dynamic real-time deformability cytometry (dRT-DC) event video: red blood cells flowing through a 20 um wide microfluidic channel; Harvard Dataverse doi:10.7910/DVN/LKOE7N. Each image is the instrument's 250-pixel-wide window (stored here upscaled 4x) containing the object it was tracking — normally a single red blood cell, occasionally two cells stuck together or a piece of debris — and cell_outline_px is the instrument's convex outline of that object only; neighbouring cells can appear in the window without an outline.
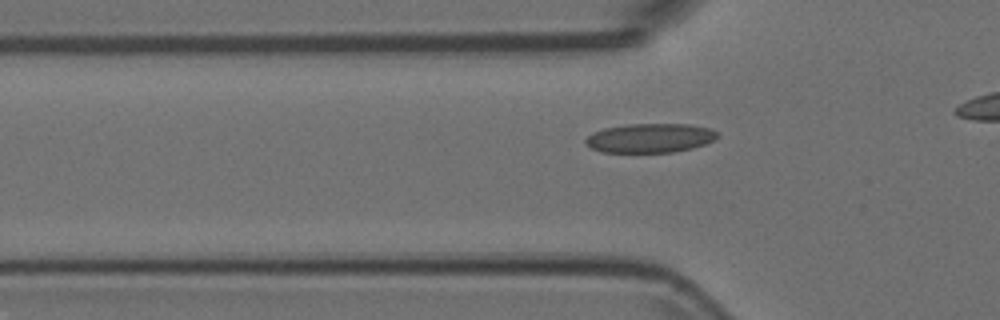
{"species": "Egyptian fruit bat (a non-hibernating species)", "species_latin": "Rousettus aegyptiacus", "temperature_condition": "room temperature", "stored_images_in_passage": 38, "camera_frame_rate_fps": 3000, "um_per_image_px": 0.085, "animal": {"sex": "female"}, "frame": {"image": 1, "passage_image": 12, "time_ms": 3.667, "image_size_px": [1000, 320], "cell_outline_px": [[720, 136], [704, 144], [692, 148], [672, 152], [600, 152], [584, 144], [584, 140], [592, 132], [604, 128], [628, 124], [688, 124], [712, 128]], "centroid_in_image_um": [55.23, 11.73], "position_along_channel_um": 70.6, "area_um2": 22.48}}
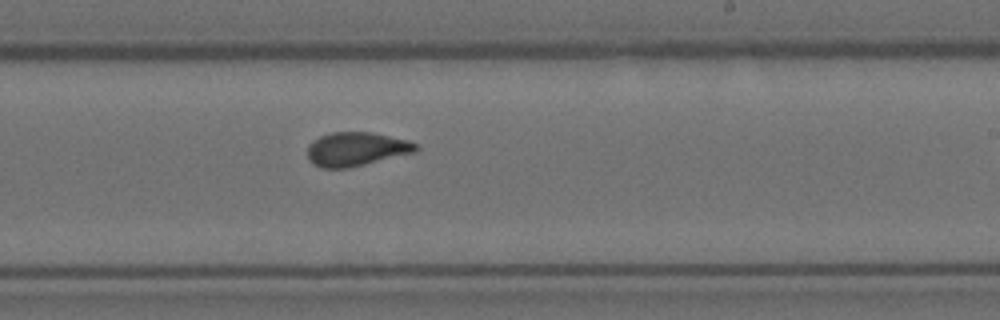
{"frame": {"image": 2, "passage_image": 27, "time_ms": 8.667, "image_size_px": [1000, 320], "cell_outline_px": [[420, 148], [416, 152], [348, 168], [320, 168], [312, 164], [308, 160], [308, 144], [312, 140], [320, 136], [332, 132], [372, 132], [408, 140], [416, 144]], "centroid_in_image_um": [30.26, 12.67], "position_along_channel_um": 258.7, "area_um2": 21.56}}
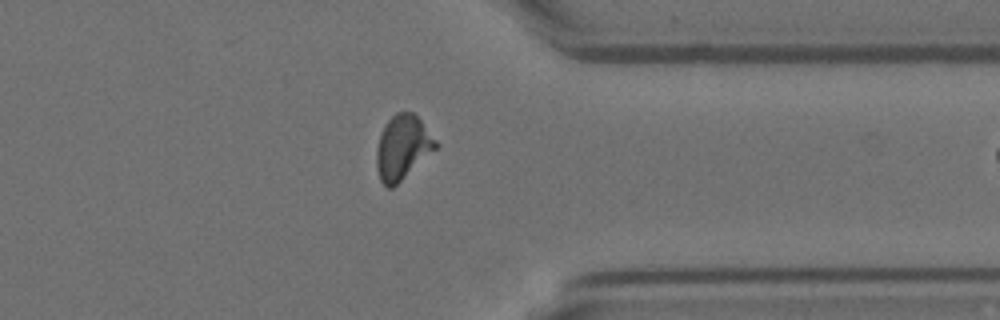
{"frame": {"image": 3, "passage_image": 37, "time_ms": 12.0, "image_size_px": [1000, 320], "cell_outline_px": [[440, 144], [436, 148], [392, 188], [388, 188], [380, 180], [376, 168], [376, 148], [380, 136], [388, 120], [396, 112], [412, 112], [420, 120]], "centroid_in_image_um": [34.21, 12.53], "position_along_channel_um": 377.2, "area_um2": 21.79}}